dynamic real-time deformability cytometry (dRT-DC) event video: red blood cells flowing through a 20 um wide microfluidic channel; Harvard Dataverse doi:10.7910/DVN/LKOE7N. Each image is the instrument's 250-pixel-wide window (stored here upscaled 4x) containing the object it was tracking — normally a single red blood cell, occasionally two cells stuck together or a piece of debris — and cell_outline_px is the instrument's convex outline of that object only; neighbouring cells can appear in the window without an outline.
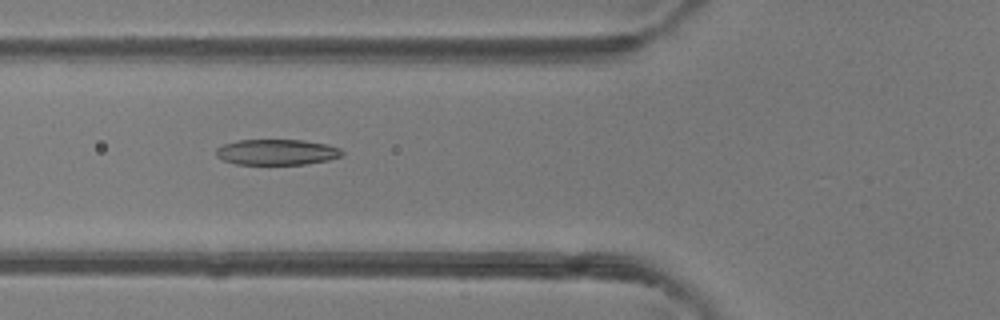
{"species": "common noctule bat (a hibernating species)", "species_latin": "Nyctalus noctula", "temperature_condition": "room temperature", "stored_images_in_passage": 41, "camera_frame_rate_fps": 3000, "um_per_image_px": 0.085, "animal": {"sex": "female"}, "frame": {"image": 1, "passage_image": 10, "time_ms": 3.0, "image_size_px": [1000, 320], "cell_outline_px": [[344, 156], [328, 160], [304, 164], [236, 164], [224, 160], [216, 156], [216, 148], [224, 144], [236, 140], [304, 140], [328, 144], [340, 148], [344, 152]], "centroid_in_image_um": [23.56, 12.92], "position_along_channel_um": 102.2, "area_um2": 18.96}}
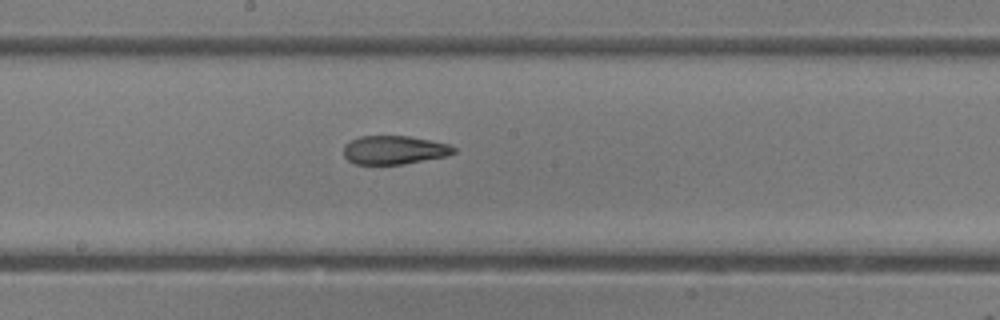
{"frame": {"image": 2, "passage_image": 18, "time_ms": 5.667, "image_size_px": [1000, 320], "cell_outline_px": [[456, 152], [448, 156], [404, 164], [356, 164], [348, 160], [344, 156], [344, 144], [360, 136], [408, 136], [448, 144], [456, 148]], "centroid_in_image_um": [33.52, 12.75], "position_along_channel_um": 214.7, "area_um2": 18.32}}
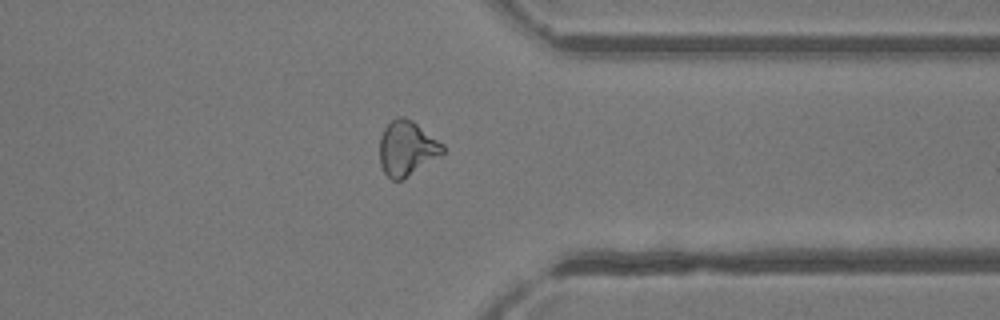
{"frame": {"image": 3, "passage_image": 30, "time_ms": 9.667, "image_size_px": [1000, 320], "cell_outline_px": [[444, 152], [400, 180], [392, 180], [384, 172], [380, 164], [380, 136], [384, 128], [396, 116], [404, 116], [412, 120], [444, 144]], "centroid_in_image_um": [34.56, 12.56], "position_along_channel_um": 376.8, "area_um2": 19.77}, "authors_computed_cell_mechanics": {"area_um2": 19.7676, "velocity_mm_per_s": 4.1932, "shape_relaxation_time_tau1_ms": null, "shape_relaxation_time_tau2_ms": 2.2459, "deformation_change_tau1": null, "deformation_change_tau2": 0.1076}}